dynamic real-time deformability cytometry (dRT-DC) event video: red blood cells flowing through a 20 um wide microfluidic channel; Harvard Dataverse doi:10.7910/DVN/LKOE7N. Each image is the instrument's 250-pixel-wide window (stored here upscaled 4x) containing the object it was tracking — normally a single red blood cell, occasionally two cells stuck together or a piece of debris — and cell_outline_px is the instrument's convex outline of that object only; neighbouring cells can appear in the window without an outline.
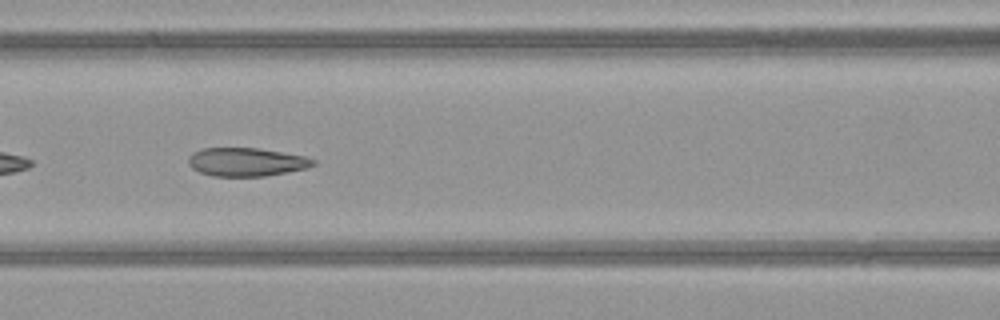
{"species": "common noctule bat (a hibernating species)", "species_latin": "Nyctalus noctula", "temperature_condition": "warm", "stored_images_in_passage": 36, "camera_frame_rate_fps": 3000, "um_per_image_px": 0.085, "animal": {"sex": "female", "body_mass_g": 21.9}, "frame": {"image": 1, "passage_image": 21, "time_ms": 6.667, "image_size_px": [1000, 320], "cell_outline_px": [[316, 164], [308, 168], [288, 172], [264, 176], [212, 176], [200, 172], [192, 168], [188, 164], [188, 156], [192, 152], [204, 148], [256, 148], [304, 156], [316, 160]], "centroid_in_image_um": [20.93, 13.77], "position_along_channel_um": 145.7, "area_um2": 20.69}}